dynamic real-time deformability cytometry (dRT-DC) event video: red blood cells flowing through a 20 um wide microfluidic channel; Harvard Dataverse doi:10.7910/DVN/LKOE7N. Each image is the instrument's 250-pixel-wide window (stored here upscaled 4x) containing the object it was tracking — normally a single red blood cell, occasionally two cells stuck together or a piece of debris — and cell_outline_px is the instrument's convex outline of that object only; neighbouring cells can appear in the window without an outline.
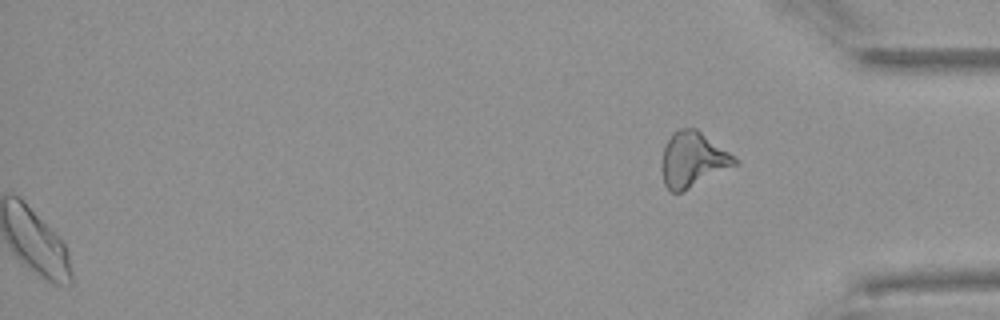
{"species": "Egyptian fruit bat (a non-hibernating species)", "species_latin": "Rousettus aegyptiacus", "temperature_condition": "warm", "stored_images_in_passage": 53, "segment_of_instrument_passage": [2, 2], "camera_frame_rate_fps": 3000, "um_per_image_px": 0.085, "animal": {"sex": "female"}, "frame": {"image": 1, "passage_image": 53, "time_ms": 17.333, "image_size_px": [1000, 320], "cell_outline_px": [[736, 164], [680, 192], [668, 192], [664, 184], [660, 164], [664, 148], [672, 132], [680, 128], [696, 128], [728, 152], [736, 160]], "centroid_in_image_um": [58.8, 13.55], "position_along_channel_um": 376.4, "area_um2": 22.83}}